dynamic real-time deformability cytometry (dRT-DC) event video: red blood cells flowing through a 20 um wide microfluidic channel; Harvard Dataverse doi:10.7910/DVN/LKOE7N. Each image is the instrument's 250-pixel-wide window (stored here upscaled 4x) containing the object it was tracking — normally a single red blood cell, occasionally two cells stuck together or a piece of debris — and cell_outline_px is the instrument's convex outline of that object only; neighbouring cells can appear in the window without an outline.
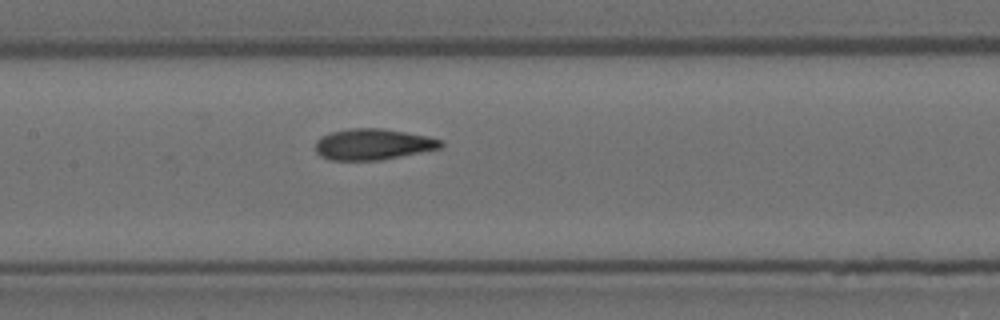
{"species": "Egyptian fruit bat (a non-hibernating species)", "species_latin": "Rousettus aegyptiacus", "temperature_condition": "room temperature", "stored_images_in_passage": 5, "camera_frame_rate_fps": 3000, "um_per_image_px": 0.085, "animal": {"sex": "female"}, "frame": {"image": 1, "passage_image": 5, "time_ms": 1.333, "image_size_px": [1000, 320], "cell_outline_px": [[444, 144], [440, 148], [380, 160], [332, 160], [320, 156], [316, 152], [316, 140], [320, 136], [328, 132], [348, 128], [380, 128], [428, 136], [440, 140]], "centroid_in_image_um": [31.64, 12.25], "position_along_channel_um": 175.8, "area_um2": 22.66}}